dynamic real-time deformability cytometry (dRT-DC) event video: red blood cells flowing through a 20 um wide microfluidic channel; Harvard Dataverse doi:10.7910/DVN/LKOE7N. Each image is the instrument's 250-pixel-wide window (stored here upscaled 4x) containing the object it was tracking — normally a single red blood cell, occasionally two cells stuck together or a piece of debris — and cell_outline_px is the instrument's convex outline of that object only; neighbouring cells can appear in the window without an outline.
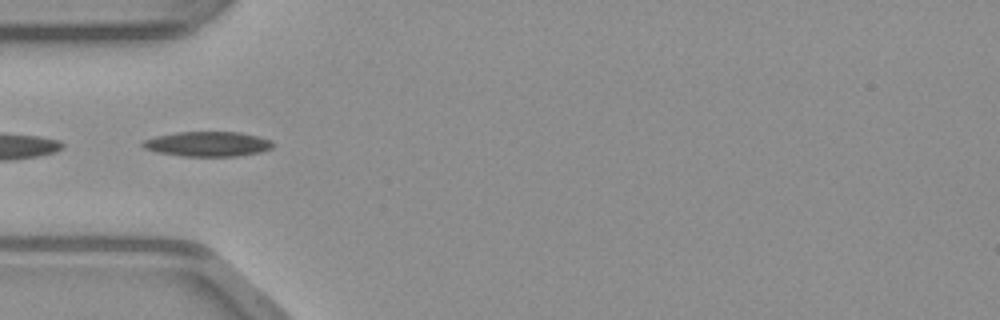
{"species": "common noctule bat (a hibernating species)", "species_latin": "Nyctalus noctula", "temperature_condition": "warm", "stored_images_in_passage": 10, "camera_frame_rate_fps": 3000, "um_per_image_px": 0.085, "animal": {"sex": "male", "body_mass_g": 23.1, "forearm_length_mm": 52.7}, "frame": {"image": 1, "passage_image": 1, "time_ms": 0.0, "image_size_px": [1000, 320], "cell_outline_px": [[276, 144], [272, 148], [260, 152], [236, 156], [180, 156], [160, 152], [144, 148], [140, 144], [144, 140], [156, 136], [176, 132], [240, 132], [272, 140]], "centroid_in_image_um": [17.68, 12.23], "position_along_channel_um": 67.3, "area_um2": 18.84}}
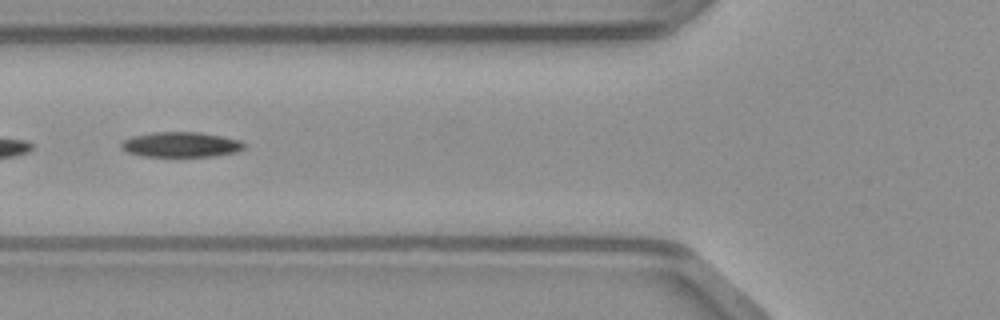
{"frame": {"image": 2, "passage_image": 4, "time_ms": 1.0, "image_size_px": [1000, 320], "cell_outline_px": [[244, 148], [236, 152], [216, 156], [140, 156], [128, 152], [120, 148], [120, 144], [124, 140], [132, 136], [152, 132], [200, 132], [224, 136], [240, 140], [244, 144]], "centroid_in_image_um": [15.37, 12.28], "position_along_channel_um": 110.4, "area_um2": 18.09}}
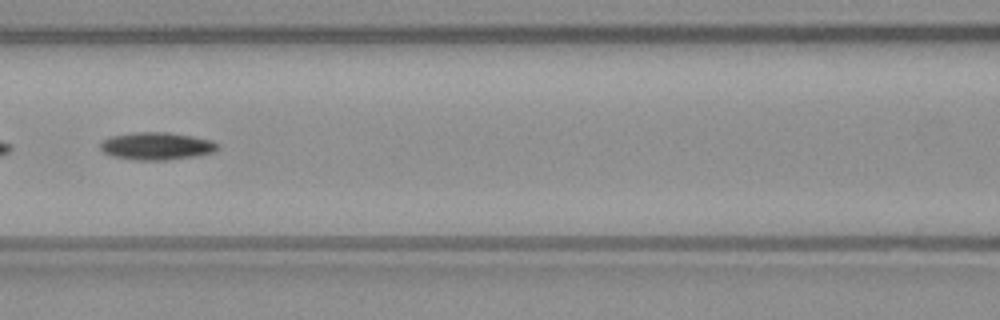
{"frame": {"image": 3, "passage_image": 7, "time_ms": 2.0, "image_size_px": [1000, 320], "cell_outline_px": [[220, 148], [216, 152], [196, 156], [168, 160], [136, 160], [112, 156], [104, 152], [100, 148], [100, 144], [104, 140], [112, 136], [136, 132], [168, 132], [192, 136], [212, 140], [220, 144]], "centroid_in_image_um": [13.38, 12.42], "position_along_channel_um": 153.2, "area_um2": 18.96}}